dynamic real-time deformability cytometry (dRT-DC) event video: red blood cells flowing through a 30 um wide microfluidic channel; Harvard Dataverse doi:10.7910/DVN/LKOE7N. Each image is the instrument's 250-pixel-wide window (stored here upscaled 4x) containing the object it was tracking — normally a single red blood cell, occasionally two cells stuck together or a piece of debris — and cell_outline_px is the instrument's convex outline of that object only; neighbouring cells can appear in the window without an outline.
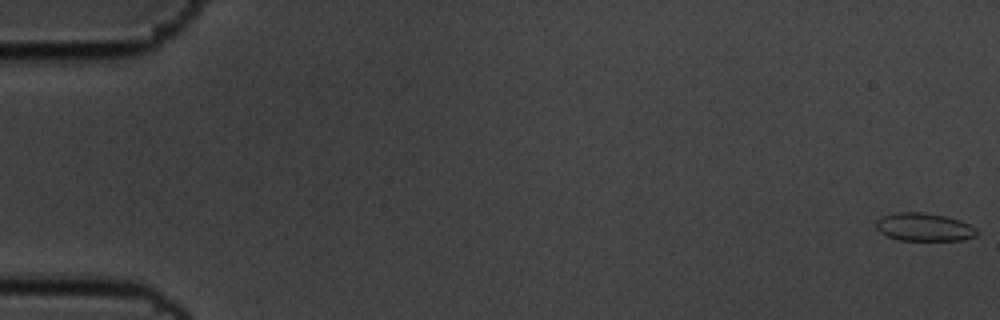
{"species": "common noctule bat (a hibernating species)", "species_latin": "Nyctalus noctula", "temperature_condition": "cold", "stored_images_in_passage": 51, "camera_frame_rate_fps": 3000, "um_per_image_px": 0.085, "animal": {"sex": "male", "body_mass_g": 19.5, "forearm_length_mm": 54.6}, "frame": {"image": 1, "passage_image": 1, "time_ms": 0.0, "image_size_px": [1000, 320], "cell_outline_px": [[980, 232], [976, 236], [964, 240], [900, 240], [888, 236], [880, 232], [876, 228], [876, 220], [880, 216], [892, 212], [924, 212], [944, 216], [960, 220], [976, 228]], "centroid_in_image_um": [78.54, 19.29], "position_along_channel_um": 6.5, "area_um2": 16.65}}
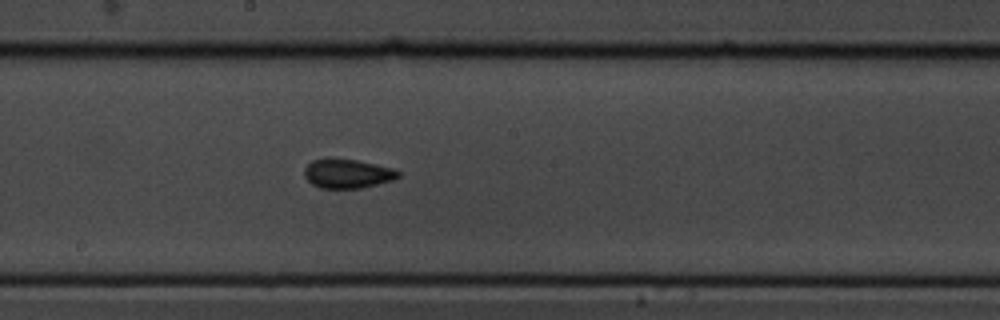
{"frame": {"image": 2, "passage_image": 32, "time_ms": 10.333, "image_size_px": [1000, 320], "cell_outline_px": [[400, 176], [392, 180], [360, 188], [320, 188], [312, 184], [304, 176], [304, 168], [312, 160], [328, 156], [336, 156], [376, 164], [392, 168], [400, 172]], "centroid_in_image_um": [29.48, 14.72], "position_along_channel_um": 218.7, "area_um2": 16.3}}
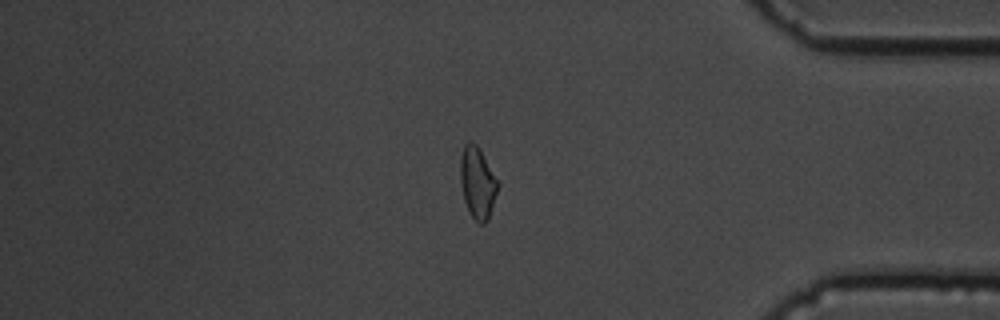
{"frame": {"image": 3, "passage_image": 49, "time_ms": 16.0, "image_size_px": [1000, 320], "cell_outline_px": [[500, 184], [488, 220], [484, 224], [480, 224], [468, 212], [464, 200], [460, 184], [460, 156], [464, 144], [476, 144], [480, 148]], "centroid_in_image_um": [40.59, 15.55], "position_along_channel_um": 394.6, "area_um2": 15.78}}